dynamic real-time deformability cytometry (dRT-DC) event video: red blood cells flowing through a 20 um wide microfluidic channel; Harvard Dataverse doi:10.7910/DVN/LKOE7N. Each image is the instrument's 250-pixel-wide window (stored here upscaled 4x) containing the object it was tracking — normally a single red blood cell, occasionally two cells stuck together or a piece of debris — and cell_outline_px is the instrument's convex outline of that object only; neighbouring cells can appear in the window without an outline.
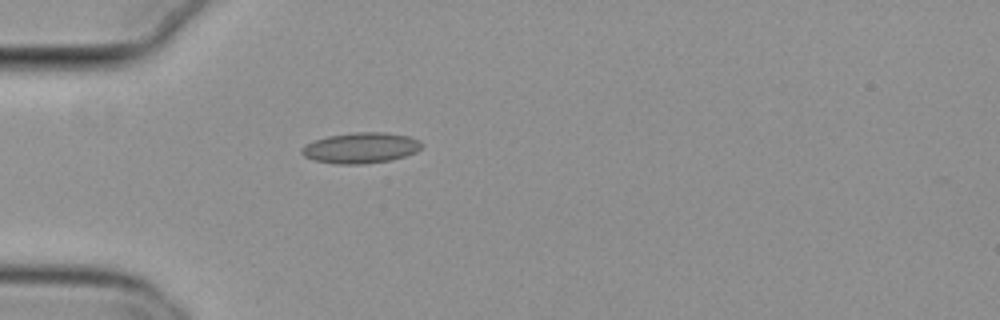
{"species": "common noctule bat (a hibernating species)", "species_latin": "Nyctalus noctula", "temperature_condition": "cold", "stored_images_in_passage": 39, "camera_frame_rate_fps": 3000, "um_per_image_px": 0.085, "animal": {"sex": "female", "body_mass_g": 29.2, "forearm_length_mm": 56.3}, "frame": {"image": 1, "passage_image": 1, "time_ms": 0.0, "image_size_px": [1000, 320], "cell_outline_px": [[424, 144], [416, 152], [392, 160], [364, 164], [336, 164], [316, 160], [304, 156], [300, 152], [300, 148], [304, 144], [328, 136], [352, 132], [384, 132], [408, 136], [420, 140]], "centroid_in_image_um": [30.67, 12.57], "position_along_channel_um": 54.3, "area_um2": 21.56}}
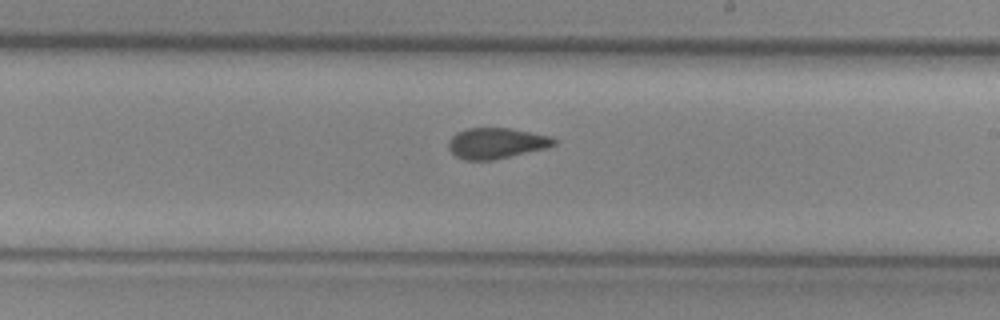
{"frame": {"image": 2, "passage_image": 17, "time_ms": 5.333, "image_size_px": [1000, 320], "cell_outline_px": [[556, 144], [548, 148], [492, 160], [464, 160], [456, 156], [448, 148], [448, 140], [456, 132], [468, 128], [508, 128], [552, 136], [556, 140]], "centroid_in_image_um": [42.19, 12.17], "position_along_channel_um": 246.8, "area_um2": 18.96}}
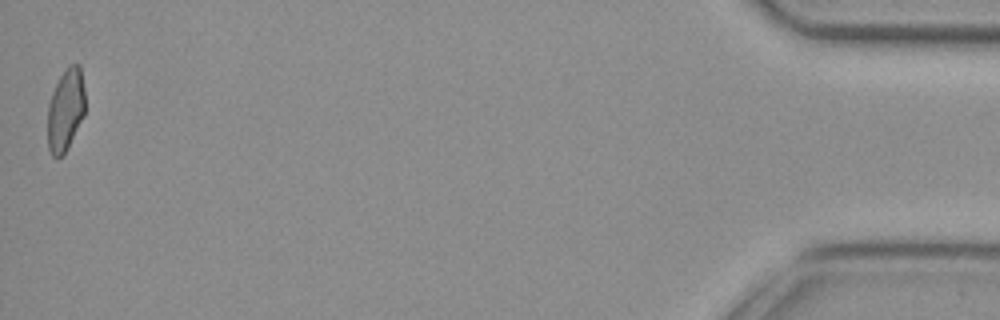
{"frame": {"image": 3, "passage_image": 39, "time_ms": 12.667, "image_size_px": [1000, 320], "cell_outline_px": [[84, 116], [64, 152], [60, 156], [52, 156], [48, 148], [48, 104], [52, 92], [60, 76], [68, 64], [80, 64], [84, 88]], "centroid_in_image_um": [5.57, 9.28], "position_along_channel_um": 429.6, "area_um2": 17.74}, "authors_computed_cell_mechanics": {"area_um2": 19.3052, "velocity_mm_per_s": 3.7941, "shape_relaxation_time_tau1_ms": null, "shape_relaxation_time_tau2_ms": 1.9631, "deformation_change_tau1": null, "deformation_change_tau2": 0.0674}}